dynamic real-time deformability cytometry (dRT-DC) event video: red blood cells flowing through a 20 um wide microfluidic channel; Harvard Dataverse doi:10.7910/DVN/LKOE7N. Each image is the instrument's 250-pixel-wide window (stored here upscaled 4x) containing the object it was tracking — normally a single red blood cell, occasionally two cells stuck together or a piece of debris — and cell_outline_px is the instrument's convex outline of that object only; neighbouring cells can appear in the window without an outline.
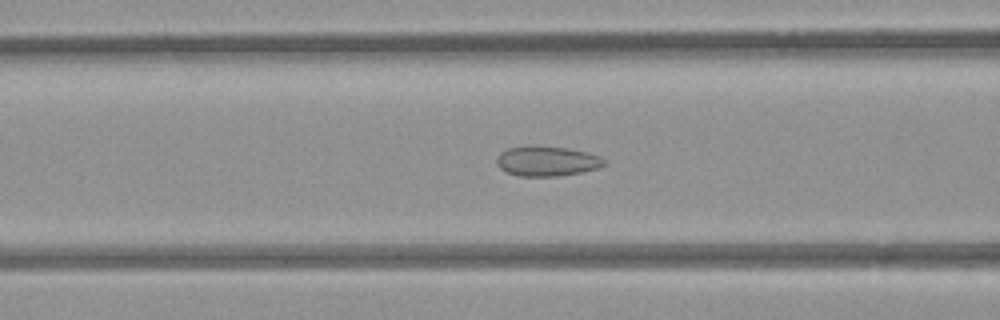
{"species": "common noctule bat (a hibernating species)", "species_latin": "Nyctalus noctula", "temperature_condition": "room temperature", "stored_images_in_passage": 49, "camera_frame_rate_fps": 3000, "um_per_image_px": 0.085, "animal": {"sex": "female", "body_mass_g": 21.9}, "frame": {"image": 1, "passage_image": 18, "time_ms": 5.667, "image_size_px": [1000, 320], "cell_outline_px": [[608, 164], [584, 172], [556, 176], [516, 176], [500, 168], [496, 164], [496, 156], [500, 152], [508, 148], [528, 144], [536, 144], [568, 148], [588, 152], [600, 156], [608, 160]], "centroid_in_image_um": [46.49, 13.67], "position_along_channel_um": 120.1, "area_um2": 19.42}}
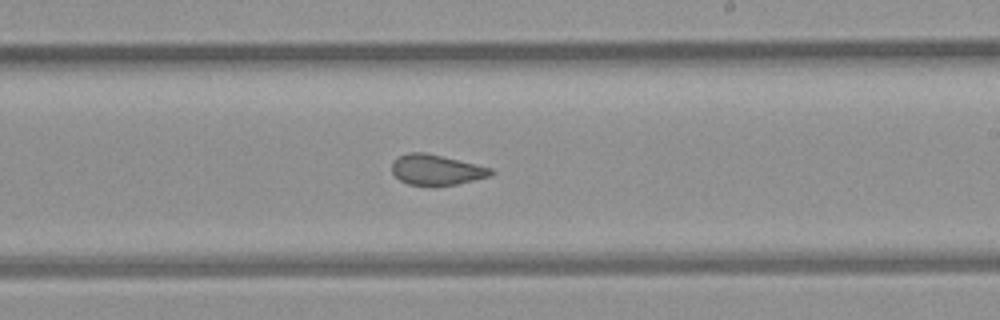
{"frame": {"image": 2, "passage_image": 28, "time_ms": 9.0, "image_size_px": [1000, 320], "cell_outline_px": [[496, 172], [492, 176], [456, 184], [408, 184], [400, 180], [392, 172], [392, 160], [396, 156], [408, 152], [424, 152], [476, 164], [492, 168]], "centroid_in_image_um": [37.09, 14.41], "position_along_channel_um": 251.9, "area_um2": 17.4}}
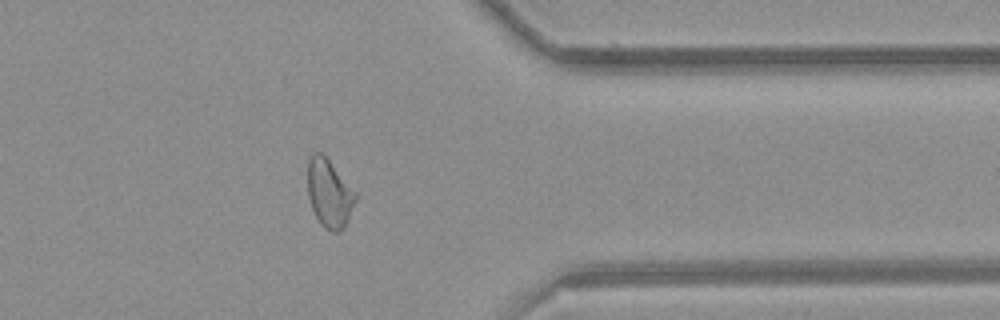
{"frame": {"image": 3, "passage_image": 39, "time_ms": 12.667, "image_size_px": [1000, 320], "cell_outline_px": [[356, 200], [348, 220], [344, 228], [336, 232], [332, 232], [324, 228], [320, 224], [312, 208], [308, 196], [308, 160], [312, 152], [320, 152], [328, 160], [356, 192]], "centroid_in_image_um": [27.98, 16.46], "position_along_channel_um": 383.4, "area_um2": 18.84}, "authors_computed_cell_mechanics": {"area_um2": 19.4786, "velocity_mm_per_s": 3.9532, "shape_relaxation_time_tau1_ms": null, "shape_relaxation_time_tau2_ms": 1.6426, "deformation_change_tau1": null, "deformation_change_tau2": 0.0751}}